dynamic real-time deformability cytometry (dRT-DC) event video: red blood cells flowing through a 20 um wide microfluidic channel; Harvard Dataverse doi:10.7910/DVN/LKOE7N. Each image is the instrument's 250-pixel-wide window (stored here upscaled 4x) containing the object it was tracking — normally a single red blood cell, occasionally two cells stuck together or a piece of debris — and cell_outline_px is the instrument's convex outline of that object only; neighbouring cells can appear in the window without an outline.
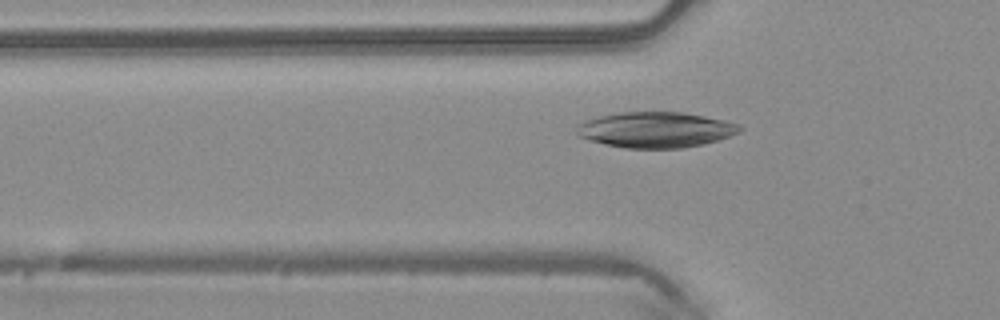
{"species": "common noctule bat (a hibernating species)", "species_latin": "Nyctalus noctula", "temperature_condition": "warm", "stored_images_in_passage": 48, "camera_frame_rate_fps": 3000, "um_per_image_px": 0.085, "animal": {"sex": "male", "body_mass_g": 20.4}, "frame": {"image": 1, "passage_image": 15, "time_ms": 4.667, "image_size_px": [1000, 320], "cell_outline_px": [[744, 128], [740, 132], [704, 144], [680, 148], [624, 148], [604, 144], [580, 136], [576, 132], [576, 128], [580, 124], [588, 120], [600, 116], [620, 112], [684, 112], [724, 120], [740, 124]], "centroid_in_image_um": [55.77, 11.03], "position_along_channel_um": 70.0, "area_um2": 33.64}}
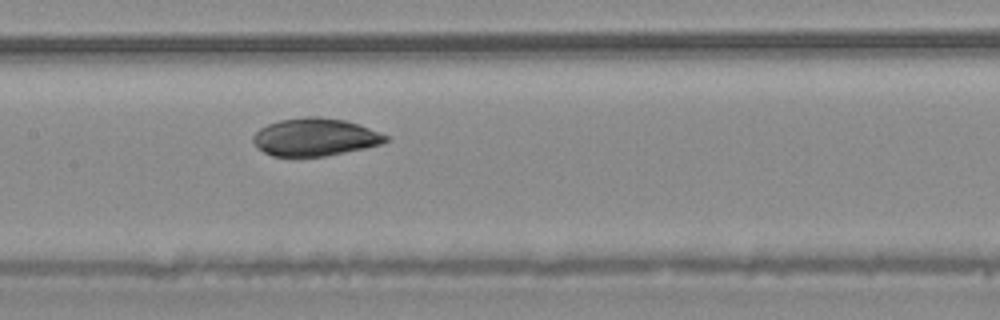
{"frame": {"image": 2, "passage_image": 23, "time_ms": 7.333, "image_size_px": [1000, 320], "cell_outline_px": [[388, 140], [384, 144], [324, 156], [272, 156], [256, 148], [252, 140], [252, 136], [260, 128], [268, 124], [280, 120], [304, 116], [320, 116], [344, 120], [368, 128], [388, 136]], "centroid_in_image_um": [26.74, 11.65], "position_along_channel_um": 180.7, "area_um2": 29.07}}
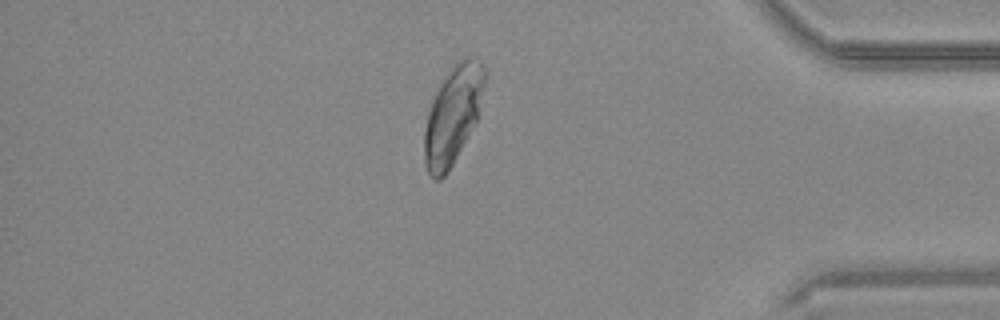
{"frame": {"image": 3, "passage_image": 41, "time_ms": 13.333, "image_size_px": [1000, 320], "cell_outline_px": [[484, 84], [476, 120], [448, 172], [440, 180], [432, 180], [424, 164], [424, 128], [432, 92], [448, 68], [452, 64], [464, 56], [476, 56], [484, 64]], "centroid_in_image_um": [38.43, 9.7], "position_along_channel_um": 396.8, "area_um2": 34.91}}